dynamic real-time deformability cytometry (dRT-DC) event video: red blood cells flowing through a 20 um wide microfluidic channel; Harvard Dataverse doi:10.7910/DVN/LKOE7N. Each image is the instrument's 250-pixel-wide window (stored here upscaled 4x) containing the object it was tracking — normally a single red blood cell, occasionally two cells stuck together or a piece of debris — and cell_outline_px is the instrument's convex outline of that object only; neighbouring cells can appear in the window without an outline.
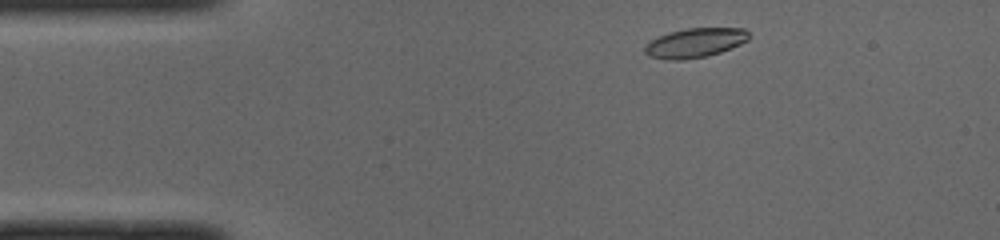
{"species": "common noctule bat (a hibernating species)", "species_latin": "Nyctalus noctula", "temperature_condition": "cold", "stored_images_in_passage": 44, "camera_frame_rate_fps": 3000, "um_per_image_px": 0.085, "animal": {"sex": "male", "body_mass_g": 19.0, "forearm_length_mm": 50.8}, "frame": {"image": 1, "passage_image": 2, "time_ms": 0.333, "image_size_px": [1000, 240], "cell_outline_px": [[748, 40], [740, 44], [720, 52], [708, 56], [680, 60], [668, 60], [648, 56], [644, 52], [644, 44], [668, 32], [684, 28], [744, 28], [748, 32]], "centroid_in_image_um": [59.04, 3.64], "position_along_channel_um": 26.0, "area_um2": 17.86}}
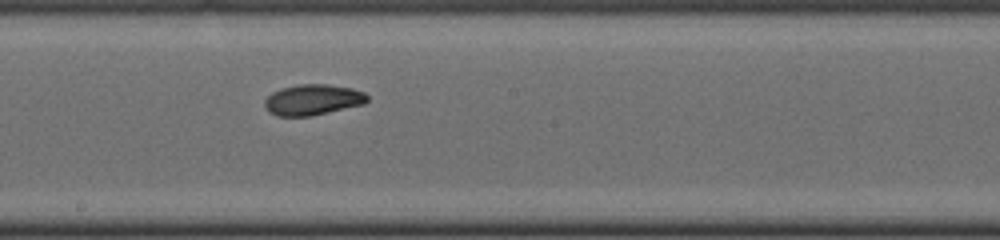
{"frame": {"image": 2, "passage_image": 21, "time_ms": 6.667, "image_size_px": [1000, 240], "cell_outline_px": [[368, 100], [364, 104], [312, 116], [276, 116], [268, 112], [264, 108], [264, 100], [272, 92], [280, 88], [300, 84], [328, 84], [352, 88], [364, 92], [368, 96]], "centroid_in_image_um": [26.56, 8.48], "position_along_channel_um": 221.6, "area_um2": 18.61}}
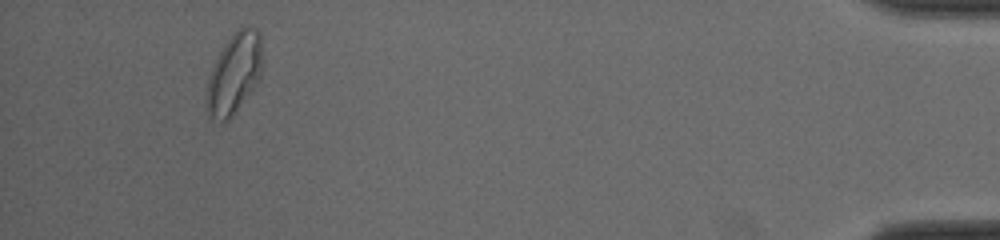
{"frame": {"image": 3, "passage_image": 41, "time_ms": 13.333, "image_size_px": [1000, 240], "cell_outline_px": [[260, 80], [232, 116], [228, 120], [220, 120], [208, 116], [204, 96], [208, 80], [212, 68], [224, 44], [240, 28], [256, 28], [260, 32]], "centroid_in_image_um": [19.87, 6.3], "position_along_channel_um": 415.3, "area_um2": 25.66}, "authors_computed_cell_mechanics": {"area_um2": 18.7561, "velocity_mm_per_s": 3.9842, "shape_relaxation_time_tau1_ms": 4.9628, "shape_relaxation_time_tau2_ms": 3.1649, "deformation_change_tau1": 0.1578, "deformation_change_tau2": 0.079}}